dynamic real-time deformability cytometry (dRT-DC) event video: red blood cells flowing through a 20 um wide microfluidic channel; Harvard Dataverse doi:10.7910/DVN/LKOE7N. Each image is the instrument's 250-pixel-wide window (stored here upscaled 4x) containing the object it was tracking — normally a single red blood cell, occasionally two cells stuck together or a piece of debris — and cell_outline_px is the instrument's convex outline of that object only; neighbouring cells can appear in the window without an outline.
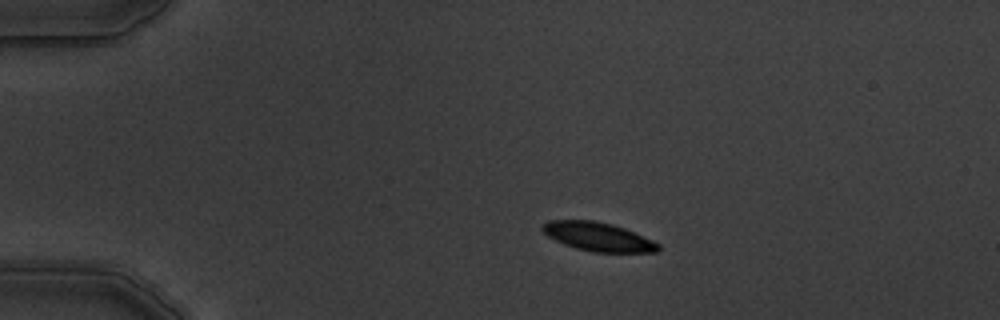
{"species": "common noctule bat (a hibernating species)", "species_latin": "Nyctalus noctula", "temperature_condition": "warm", "stored_images_in_passage": 9, "camera_frame_rate_fps": 3000, "um_per_image_px": 0.085, "animal": {"sex": "male", "body_mass_g": 19.5, "forearm_length_mm": 54.6}, "frame": {"image": 1, "passage_image": 3, "time_ms": 2.333, "image_size_px": [1000, 320], "cell_outline_px": [[660, 248], [656, 252], [592, 252], [576, 248], [564, 244], [548, 236], [540, 228], [548, 220], [592, 220], [612, 224], [624, 228], [652, 240], [660, 244]], "centroid_in_image_um": [50.83, 20.12], "position_along_channel_um": 34.2, "area_um2": 19.25}}
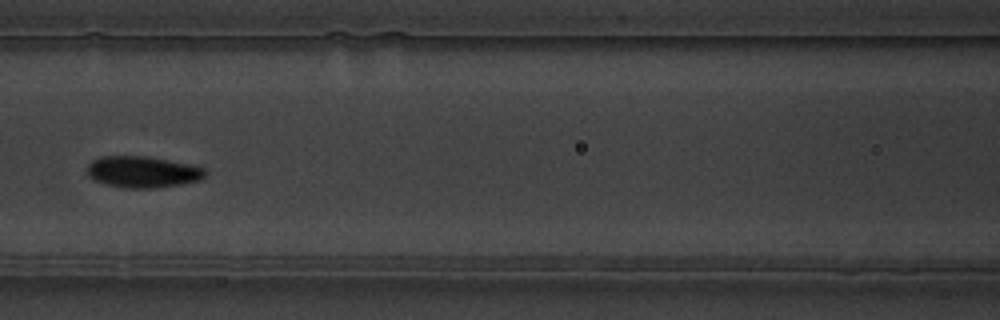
{"frame": {"image": 2, "passage_image": 7, "time_ms": 7.0, "image_size_px": [1000, 320], "cell_outline_px": [[208, 172], [200, 180], [180, 184], [152, 188], [124, 188], [104, 184], [92, 180], [88, 176], [88, 164], [92, 160], [104, 156], [148, 156], [192, 164], [204, 168]], "centroid_in_image_um": [12.12, 14.61], "position_along_channel_um": 154.5, "area_um2": 21.79}}
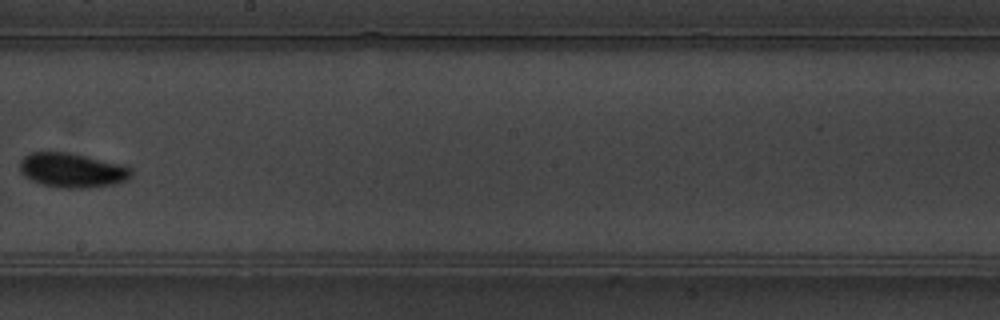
{"frame": {"image": 3, "passage_image": 9, "time_ms": 9.333, "image_size_px": [1000, 320], "cell_outline_px": [[132, 176], [128, 180], [116, 184], [88, 188], [60, 188], [44, 184], [32, 180], [24, 176], [20, 172], [20, 160], [24, 156], [32, 152], [68, 152], [128, 164], [132, 168]], "centroid_in_image_um": [6.21, 14.46], "position_along_channel_um": 242.0, "area_um2": 22.89}}